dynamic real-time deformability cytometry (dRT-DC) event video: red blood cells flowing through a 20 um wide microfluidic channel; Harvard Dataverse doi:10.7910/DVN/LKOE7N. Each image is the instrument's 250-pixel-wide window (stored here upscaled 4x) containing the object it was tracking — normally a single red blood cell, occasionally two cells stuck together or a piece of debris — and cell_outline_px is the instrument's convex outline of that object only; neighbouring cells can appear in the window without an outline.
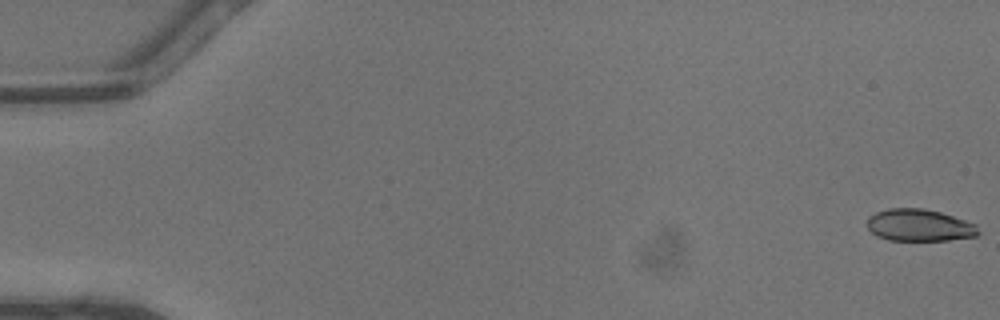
{"species": "common noctule bat (a hibernating species)", "species_latin": "Nyctalus noctula", "temperature_condition": "warm", "stored_images_in_passage": 47, "camera_frame_rate_fps": 3000, "um_per_image_px": 0.085, "animal": {"sex": "male", "body_mass_g": 13.3}, "frame": {"image": 1, "passage_image": 1, "time_ms": 0.0, "image_size_px": [1000, 320], "cell_outline_px": [[980, 232], [976, 236], [948, 240], [888, 240], [876, 236], [868, 228], [868, 216], [876, 212], [888, 208], [924, 208], [940, 212], [976, 224]], "centroid_in_image_um": [78.13, 19.14], "position_along_channel_um": 6.9, "area_um2": 20.75}}
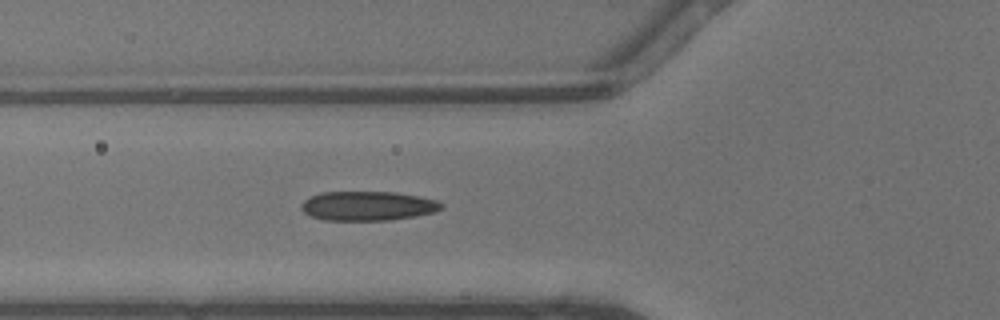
{"frame": {"image": 2, "passage_image": 18, "time_ms": 5.667, "image_size_px": [1000, 320], "cell_outline_px": [[444, 208], [436, 212], [416, 216], [388, 220], [324, 220], [312, 216], [304, 212], [300, 208], [300, 204], [308, 196], [320, 192], [396, 192], [420, 196], [436, 200], [444, 204]], "centroid_in_image_um": [31.27, 17.49], "position_along_channel_um": 94.5, "area_um2": 24.22}}
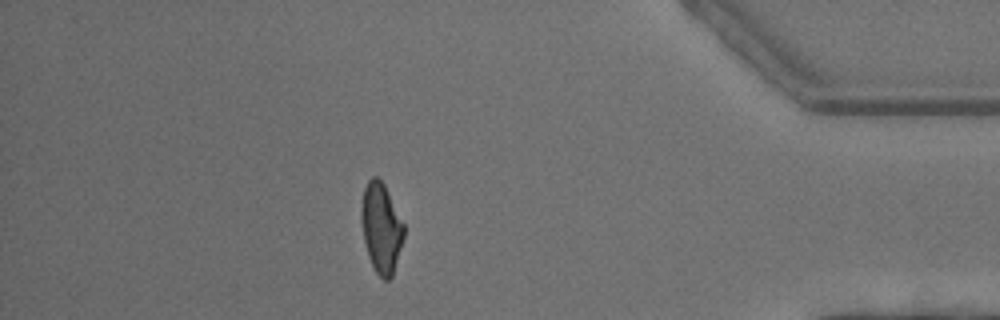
{"frame": {"image": 3, "passage_image": 41, "time_ms": 13.333, "image_size_px": [1000, 320], "cell_outline_px": [[404, 236], [392, 276], [388, 280], [384, 280], [376, 272], [368, 256], [364, 240], [360, 216], [360, 208], [364, 188], [368, 180], [372, 176], [376, 176], [384, 184], [404, 224]], "centroid_in_image_um": [32.39, 19.35], "position_along_channel_um": 402.8, "area_um2": 22.14}, "authors_computed_cell_mechanics": {"area_um2": 23.0044, "velocity_mm_per_s": 4.55, "shape_relaxation_time_tau1_ms": 4.5073, "shape_relaxation_time_tau2_ms": 1.5073, "deformation_change_tau1": 0.1752, "deformation_change_tau2": 0.0851}}